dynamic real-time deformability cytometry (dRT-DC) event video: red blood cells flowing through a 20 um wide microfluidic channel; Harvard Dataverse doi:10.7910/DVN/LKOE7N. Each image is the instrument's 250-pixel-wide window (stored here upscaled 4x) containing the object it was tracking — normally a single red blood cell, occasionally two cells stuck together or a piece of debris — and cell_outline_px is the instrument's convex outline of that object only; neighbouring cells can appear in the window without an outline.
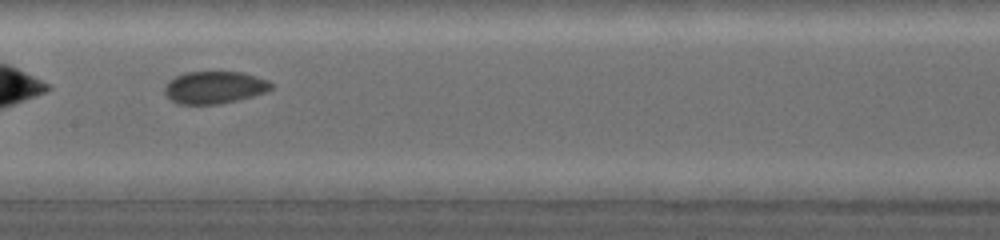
{"species": "common noctule bat (a hibernating species)", "species_latin": "Nyctalus noctula", "temperature_condition": "warm", "stored_images_in_passage": 18, "camera_frame_rate_fps": 5000, "um_per_image_px": 0.085, "animal": {"sex": "female", "body_mass_g": 19.0, "forearm_length_mm": 53.3}, "frame": {"image": 1, "passage_image": 8, "time_ms": 3.6, "image_size_px": [1000, 240], "cell_outline_px": [[272, 88], [264, 92], [252, 96], [236, 100], [216, 104], [176, 104], [164, 92], [164, 88], [168, 80], [176, 76], [188, 72], [240, 72], [268, 80], [272, 84]], "centroid_in_image_um": [18.19, 7.43], "position_along_channel_um": 189.2, "area_um2": 19.83}}
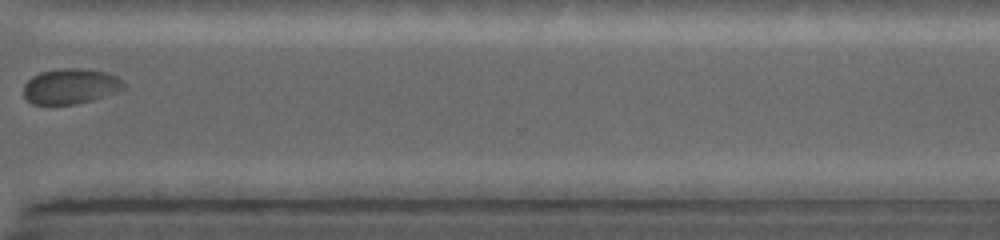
{"frame": {"image": 2, "passage_image": 16, "time_ms": 7.8, "image_size_px": [1000, 240], "cell_outline_px": [[124, 88], [120, 92], [92, 100], [76, 104], [32, 104], [24, 96], [24, 84], [32, 76], [40, 72], [64, 68], [76, 68], [104, 72], [116, 76], [124, 84]], "centroid_in_image_um": [5.99, 7.34], "position_along_channel_um": 364.6, "area_um2": 20.52}, "authors_computed_cell_mechanics": {"area_um2": 19.941, "velocity_mm_per_s": 4.1597, "shape_relaxation_time_tau1_ms": 2.1537, "shape_relaxation_time_tau2_ms": 0.8627, "deformation_change_tau1": 0.0372, "deformation_change_tau2": 0.036}}